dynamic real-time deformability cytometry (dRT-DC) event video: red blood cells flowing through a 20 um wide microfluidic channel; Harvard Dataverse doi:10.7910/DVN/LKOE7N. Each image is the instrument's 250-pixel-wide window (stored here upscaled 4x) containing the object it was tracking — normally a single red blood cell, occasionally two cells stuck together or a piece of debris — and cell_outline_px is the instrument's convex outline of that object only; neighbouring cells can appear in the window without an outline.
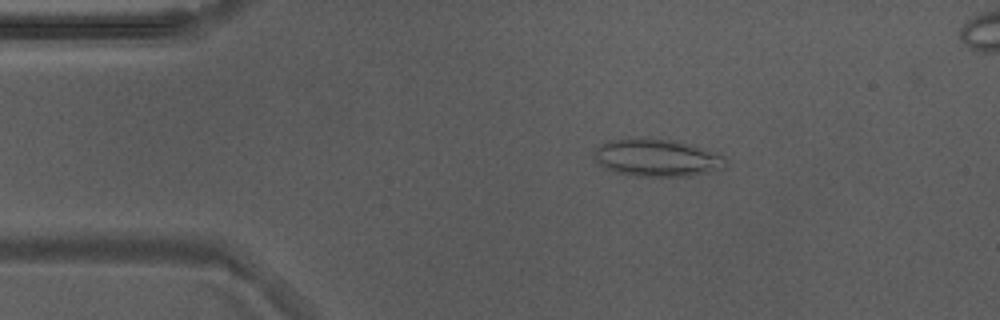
{"species": "Egyptian fruit bat (a non-hibernating species)", "species_latin": "Rousettus aegyptiacus", "temperature_condition": "warm", "stored_images_in_passage": 45, "camera_frame_rate_fps": 3000, "um_per_image_px": 0.085, "animal": {"sex": "male"}, "frame": {"image": 1, "passage_image": 9, "time_ms": 2.667, "image_size_px": [1000, 320], "cell_outline_px": [[728, 168], [688, 176], [636, 176], [616, 172], [604, 168], [596, 160], [592, 152], [600, 144], [612, 140], [672, 140], [720, 152], [728, 160]], "centroid_in_image_um": [55.93, 13.44], "position_along_channel_um": 29.1, "area_um2": 28.5}}
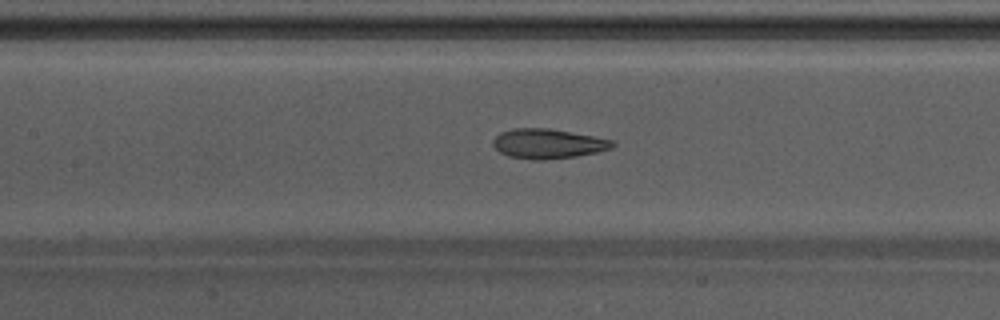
{"frame": {"image": 2, "passage_image": 23, "time_ms": 7.333, "image_size_px": [1000, 320], "cell_outline_px": [[616, 144], [612, 148], [596, 152], [576, 156], [544, 160], [532, 160], [508, 156], [500, 152], [492, 144], [492, 140], [500, 132], [516, 128], [548, 128], [592, 136], [612, 140]], "centroid_in_image_um": [46.55, 12.22], "position_along_channel_um": 160.9, "area_um2": 20.58}}
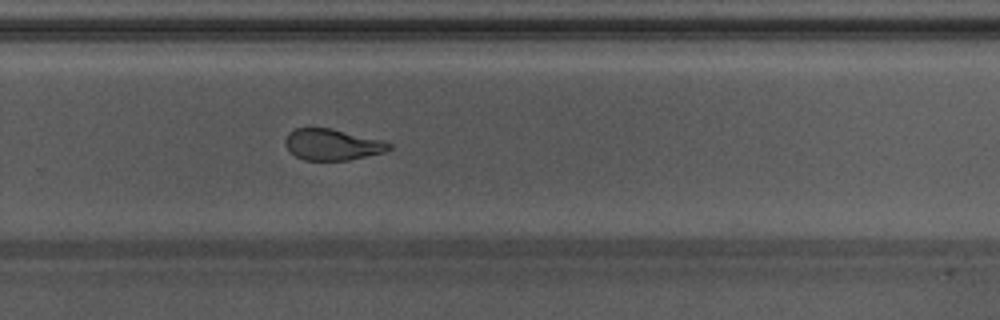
{"frame": {"image": 3, "passage_image": 34, "time_ms": 11.0, "image_size_px": [1000, 320], "cell_outline_px": [[392, 148], [384, 152], [348, 160], [304, 160], [296, 156], [284, 144], [284, 140], [288, 132], [296, 128], [332, 128], [380, 140], [392, 144]], "centroid_in_image_um": [28.22, 12.28], "position_along_channel_um": 301.6, "area_um2": 18.73}}